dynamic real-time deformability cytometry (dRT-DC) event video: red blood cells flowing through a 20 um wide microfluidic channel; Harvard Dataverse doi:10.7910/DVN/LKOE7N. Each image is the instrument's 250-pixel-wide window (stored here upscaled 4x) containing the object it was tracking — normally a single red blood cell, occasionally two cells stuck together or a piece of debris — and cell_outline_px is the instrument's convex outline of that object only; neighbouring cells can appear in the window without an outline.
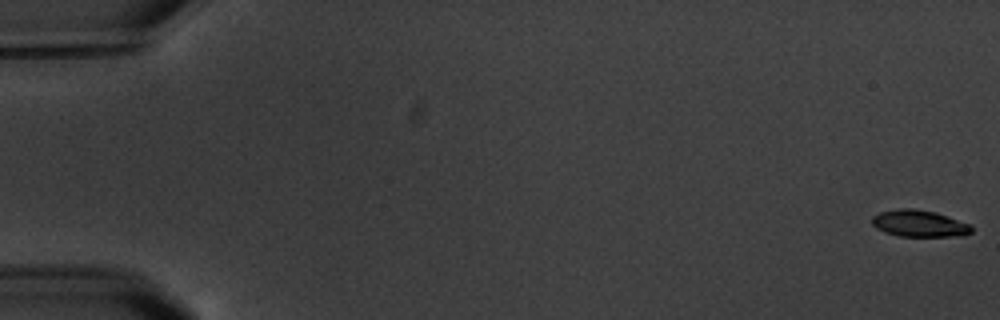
{"species": "common noctule bat (a hibernating species)", "species_latin": "Nyctalus noctula", "temperature_condition": "warm", "stored_images_in_passage": 6, "camera_frame_rate_fps": 3000, "um_per_image_px": 0.085, "animal": {"sex": "male", "body_mass_g": 20.1, "forearm_length_mm": 53.5}, "frame": {"image": 1, "passage_image": 1, "time_ms": 0.0, "image_size_px": [1000, 320], "cell_outline_px": [[972, 232], [964, 236], [900, 236], [884, 232], [876, 228], [872, 224], [872, 216], [880, 212], [900, 208], [912, 208], [936, 212], [972, 224]], "centroid_in_image_um": [78.17, 18.99], "position_along_channel_um": 6.8, "area_um2": 15.66}}
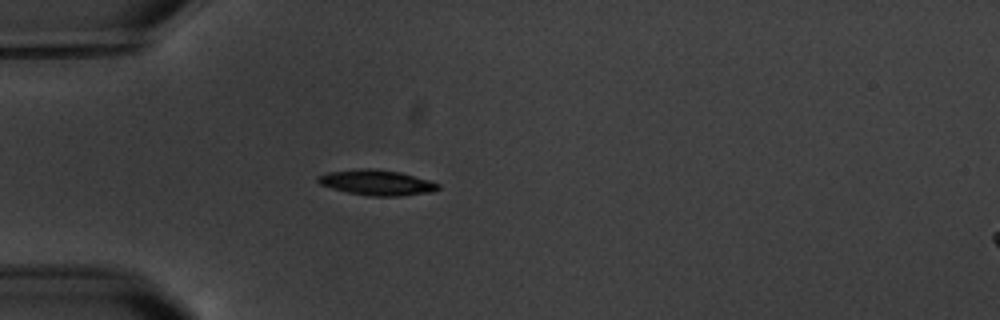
{"frame": {"image": 2, "passage_image": 6, "time_ms": 5.667, "image_size_px": [1000, 320], "cell_outline_px": [[440, 188], [432, 192], [400, 196], [368, 196], [348, 192], [332, 188], [320, 184], [316, 180], [316, 176], [328, 172], [360, 168], [372, 168], [400, 172], [428, 180], [440, 184]], "centroid_in_image_um": [32.01, 15.51], "position_along_channel_um": 53.0, "area_um2": 17.8}}